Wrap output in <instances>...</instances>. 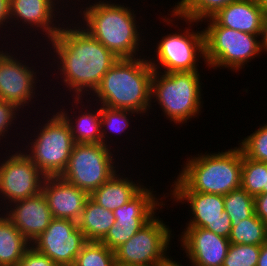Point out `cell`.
Here are the masks:
<instances>
[{
    "instance_id": "1",
    "label": "cell",
    "mask_w": 267,
    "mask_h": 266,
    "mask_svg": "<svg viewBox=\"0 0 267 266\" xmlns=\"http://www.w3.org/2000/svg\"><path fill=\"white\" fill-rule=\"evenodd\" d=\"M76 20L75 17L73 20L67 18V24L64 23L57 35L44 44L49 47L43 46L40 51L48 49L47 58L53 62L48 61V65L53 67L54 72L58 70L53 74L54 77L56 74L54 79L61 78L59 85H65V90L68 88L66 92L69 90L67 94L70 93L71 98H88L119 58Z\"/></svg>"
},
{
    "instance_id": "2",
    "label": "cell",
    "mask_w": 267,
    "mask_h": 266,
    "mask_svg": "<svg viewBox=\"0 0 267 266\" xmlns=\"http://www.w3.org/2000/svg\"><path fill=\"white\" fill-rule=\"evenodd\" d=\"M90 1L83 4L79 1L81 5L77 9L81 10L78 15L74 14L76 18L81 17L77 22L118 58L145 56V47L142 48L145 45L143 41L146 42L145 36H142L145 33H142L143 29H139L141 25L137 21V13L134 14L137 11L126 3L122 5L111 0Z\"/></svg>"
},
{
    "instance_id": "3",
    "label": "cell",
    "mask_w": 267,
    "mask_h": 266,
    "mask_svg": "<svg viewBox=\"0 0 267 266\" xmlns=\"http://www.w3.org/2000/svg\"><path fill=\"white\" fill-rule=\"evenodd\" d=\"M153 73L147 55L119 58L90 95V102L96 101V106L98 103L112 109L134 111L140 117H147L150 113L148 111L152 112L150 94Z\"/></svg>"
},
{
    "instance_id": "4",
    "label": "cell",
    "mask_w": 267,
    "mask_h": 266,
    "mask_svg": "<svg viewBox=\"0 0 267 266\" xmlns=\"http://www.w3.org/2000/svg\"><path fill=\"white\" fill-rule=\"evenodd\" d=\"M206 153L187 156L169 192H203L224 196L241 188V148L236 146L221 152Z\"/></svg>"
},
{
    "instance_id": "5",
    "label": "cell",
    "mask_w": 267,
    "mask_h": 266,
    "mask_svg": "<svg viewBox=\"0 0 267 266\" xmlns=\"http://www.w3.org/2000/svg\"><path fill=\"white\" fill-rule=\"evenodd\" d=\"M169 13L167 14L168 16L161 14L163 24L167 23V26L170 25V27L173 26L176 29L178 25L174 23L180 19L181 21L183 20V24L186 22L188 27L183 28V31L179 27L177 29L179 32H171L169 34L167 33V35L162 34L164 36H161V40H158L156 42L157 44H155L156 49L152 55L154 57L151 55L147 57L150 66L154 71L164 73L199 71L198 67L200 68V64L198 63L204 61V64H206L204 30H199V28H197L198 30H194L192 26H197L202 23L182 18L173 9Z\"/></svg>"
},
{
    "instance_id": "6",
    "label": "cell",
    "mask_w": 267,
    "mask_h": 266,
    "mask_svg": "<svg viewBox=\"0 0 267 266\" xmlns=\"http://www.w3.org/2000/svg\"><path fill=\"white\" fill-rule=\"evenodd\" d=\"M201 72L154 71L151 79V109L158 104L166 120L183 125L192 118L202 115L204 98L202 95ZM155 100V101H154Z\"/></svg>"
},
{
    "instance_id": "7",
    "label": "cell",
    "mask_w": 267,
    "mask_h": 266,
    "mask_svg": "<svg viewBox=\"0 0 267 266\" xmlns=\"http://www.w3.org/2000/svg\"><path fill=\"white\" fill-rule=\"evenodd\" d=\"M57 111L56 108L52 114L49 112L48 120L43 116L44 121L41 122L43 124L39 122L38 127H35L36 131L34 128V133H29L31 135L30 138L27 137L30 139L29 142L24 134L21 135L22 139L25 138L22 141L27 143L15 140L18 144L16 143L17 147L14 146V148L19 149V144H23L22 151L46 177L60 176L63 173L75 144L69 125Z\"/></svg>"
},
{
    "instance_id": "8",
    "label": "cell",
    "mask_w": 267,
    "mask_h": 266,
    "mask_svg": "<svg viewBox=\"0 0 267 266\" xmlns=\"http://www.w3.org/2000/svg\"><path fill=\"white\" fill-rule=\"evenodd\" d=\"M203 22L208 25L202 29L205 37V66L209 69H229L236 73L263 54L260 35L220 26L211 17Z\"/></svg>"
},
{
    "instance_id": "9",
    "label": "cell",
    "mask_w": 267,
    "mask_h": 266,
    "mask_svg": "<svg viewBox=\"0 0 267 266\" xmlns=\"http://www.w3.org/2000/svg\"><path fill=\"white\" fill-rule=\"evenodd\" d=\"M113 149L103 143H75L60 177L90 195L120 170Z\"/></svg>"
},
{
    "instance_id": "10",
    "label": "cell",
    "mask_w": 267,
    "mask_h": 266,
    "mask_svg": "<svg viewBox=\"0 0 267 266\" xmlns=\"http://www.w3.org/2000/svg\"><path fill=\"white\" fill-rule=\"evenodd\" d=\"M157 215L114 250L116 266H150L171 257L168 250L175 234Z\"/></svg>"
},
{
    "instance_id": "11",
    "label": "cell",
    "mask_w": 267,
    "mask_h": 266,
    "mask_svg": "<svg viewBox=\"0 0 267 266\" xmlns=\"http://www.w3.org/2000/svg\"><path fill=\"white\" fill-rule=\"evenodd\" d=\"M8 43L3 42L7 46L0 48V100L15 105L22 112L24 108L28 111L26 106L29 108L30 105L36 103L34 101H38L37 99L34 100L38 97L36 95L37 87H40L36 84L42 82L39 80L38 73L42 75L43 71L39 72L35 65L22 60L26 57H23V54H20L22 56L18 58V52L14 54V51L10 50V46L7 48Z\"/></svg>"
},
{
    "instance_id": "12",
    "label": "cell",
    "mask_w": 267,
    "mask_h": 266,
    "mask_svg": "<svg viewBox=\"0 0 267 266\" xmlns=\"http://www.w3.org/2000/svg\"><path fill=\"white\" fill-rule=\"evenodd\" d=\"M19 148L17 151L5 148L4 159L3 156L0 159V211L14 201L32 197L42 191L46 176L21 151V146Z\"/></svg>"
},
{
    "instance_id": "13",
    "label": "cell",
    "mask_w": 267,
    "mask_h": 266,
    "mask_svg": "<svg viewBox=\"0 0 267 266\" xmlns=\"http://www.w3.org/2000/svg\"><path fill=\"white\" fill-rule=\"evenodd\" d=\"M148 187L146 184L129 202L113 211L116 219L115 224L101 241L109 249L114 251L120 245L127 242L157 214V210L160 212L166 207V202L163 200L167 198L165 196L166 193L164 194L163 192L162 198H160L161 196L157 193L155 194L156 191H153L154 188Z\"/></svg>"
},
{
    "instance_id": "14",
    "label": "cell",
    "mask_w": 267,
    "mask_h": 266,
    "mask_svg": "<svg viewBox=\"0 0 267 266\" xmlns=\"http://www.w3.org/2000/svg\"><path fill=\"white\" fill-rule=\"evenodd\" d=\"M175 203L188 204L189 221L186 227H200L212 231L218 236L229 238L231 220L224 210V196L203 192L166 193ZM176 201V202H175ZM190 206V207H189Z\"/></svg>"
},
{
    "instance_id": "15",
    "label": "cell",
    "mask_w": 267,
    "mask_h": 266,
    "mask_svg": "<svg viewBox=\"0 0 267 266\" xmlns=\"http://www.w3.org/2000/svg\"><path fill=\"white\" fill-rule=\"evenodd\" d=\"M86 242L77 222L53 218L45 231L33 240L31 246L58 265L74 264Z\"/></svg>"
},
{
    "instance_id": "16",
    "label": "cell",
    "mask_w": 267,
    "mask_h": 266,
    "mask_svg": "<svg viewBox=\"0 0 267 266\" xmlns=\"http://www.w3.org/2000/svg\"><path fill=\"white\" fill-rule=\"evenodd\" d=\"M60 4L57 0H10V26L16 28L22 22L17 26V28H21L19 31L28 28L29 34L31 32H35L34 36L38 33L44 34L42 38L45 37L46 42L50 41L61 30L64 22H66L65 18L68 17V15L63 14L64 11L60 12ZM59 21H62V23H59ZM12 24L14 25L12 26Z\"/></svg>"
},
{
    "instance_id": "17",
    "label": "cell",
    "mask_w": 267,
    "mask_h": 266,
    "mask_svg": "<svg viewBox=\"0 0 267 266\" xmlns=\"http://www.w3.org/2000/svg\"><path fill=\"white\" fill-rule=\"evenodd\" d=\"M178 236L183 256L194 266H222L230 241L200 227H185ZM180 239V240H179Z\"/></svg>"
},
{
    "instance_id": "18",
    "label": "cell",
    "mask_w": 267,
    "mask_h": 266,
    "mask_svg": "<svg viewBox=\"0 0 267 266\" xmlns=\"http://www.w3.org/2000/svg\"><path fill=\"white\" fill-rule=\"evenodd\" d=\"M2 211L30 243L45 231L53 219L42 191L32 197L12 202Z\"/></svg>"
},
{
    "instance_id": "19",
    "label": "cell",
    "mask_w": 267,
    "mask_h": 266,
    "mask_svg": "<svg viewBox=\"0 0 267 266\" xmlns=\"http://www.w3.org/2000/svg\"><path fill=\"white\" fill-rule=\"evenodd\" d=\"M53 218L78 222L89 194L60 176L45 177L42 184Z\"/></svg>"
},
{
    "instance_id": "20",
    "label": "cell",
    "mask_w": 267,
    "mask_h": 266,
    "mask_svg": "<svg viewBox=\"0 0 267 266\" xmlns=\"http://www.w3.org/2000/svg\"><path fill=\"white\" fill-rule=\"evenodd\" d=\"M72 99H73L72 102L71 101L69 102V104L72 103L70 104L72 105L71 108L67 110V107L66 109H64L65 106L63 107V105H61L62 109L60 106L58 113L62 116L65 122L69 125L70 132L72 134L74 142L84 143V144L102 143L101 105L99 106L98 104L97 108L95 109V106H93L92 103L91 104L89 103L90 102L89 98L87 99L84 97V98H72ZM84 99L87 102V105L83 102ZM91 106L94 107V110L92 109L93 107ZM76 112L78 113V115Z\"/></svg>"
},
{
    "instance_id": "21",
    "label": "cell",
    "mask_w": 267,
    "mask_h": 266,
    "mask_svg": "<svg viewBox=\"0 0 267 266\" xmlns=\"http://www.w3.org/2000/svg\"><path fill=\"white\" fill-rule=\"evenodd\" d=\"M264 10L257 0H237L218 10L211 18L220 26L260 35Z\"/></svg>"
},
{
    "instance_id": "22",
    "label": "cell",
    "mask_w": 267,
    "mask_h": 266,
    "mask_svg": "<svg viewBox=\"0 0 267 266\" xmlns=\"http://www.w3.org/2000/svg\"><path fill=\"white\" fill-rule=\"evenodd\" d=\"M121 173L118 171L108 181L94 190L89 197L98 205L110 211H114L129 202L145 187V184L141 182L142 179L138 178L137 181L135 179L133 181L132 177L126 176L123 171Z\"/></svg>"
},
{
    "instance_id": "23",
    "label": "cell",
    "mask_w": 267,
    "mask_h": 266,
    "mask_svg": "<svg viewBox=\"0 0 267 266\" xmlns=\"http://www.w3.org/2000/svg\"><path fill=\"white\" fill-rule=\"evenodd\" d=\"M113 211L98 205L90 197L87 199L77 222L87 241L101 242L115 224Z\"/></svg>"
},
{
    "instance_id": "24",
    "label": "cell",
    "mask_w": 267,
    "mask_h": 266,
    "mask_svg": "<svg viewBox=\"0 0 267 266\" xmlns=\"http://www.w3.org/2000/svg\"><path fill=\"white\" fill-rule=\"evenodd\" d=\"M31 243L0 211V266H17Z\"/></svg>"
},
{
    "instance_id": "25",
    "label": "cell",
    "mask_w": 267,
    "mask_h": 266,
    "mask_svg": "<svg viewBox=\"0 0 267 266\" xmlns=\"http://www.w3.org/2000/svg\"><path fill=\"white\" fill-rule=\"evenodd\" d=\"M231 244L261 246L267 241V225L254 213L239 222H231Z\"/></svg>"
},
{
    "instance_id": "26",
    "label": "cell",
    "mask_w": 267,
    "mask_h": 266,
    "mask_svg": "<svg viewBox=\"0 0 267 266\" xmlns=\"http://www.w3.org/2000/svg\"><path fill=\"white\" fill-rule=\"evenodd\" d=\"M133 115L135 117L136 115L138 116L139 114L134 112V111H130V110L112 109V108H108V107L101 105L102 143L108 147H111L113 142H114V140H112L113 139L112 136H114V138H115L116 135L120 136V135H122V133H124V135L126 133V135H127V133H129V132H126V130L128 128H130V129L132 128V126L130 124H131V122H133L134 117H131ZM109 135H110V137H109ZM108 138L109 139L112 138V139L109 141ZM110 142H111V145H110Z\"/></svg>"
},
{
    "instance_id": "27",
    "label": "cell",
    "mask_w": 267,
    "mask_h": 266,
    "mask_svg": "<svg viewBox=\"0 0 267 266\" xmlns=\"http://www.w3.org/2000/svg\"><path fill=\"white\" fill-rule=\"evenodd\" d=\"M237 0H178L173 9L182 18L202 22Z\"/></svg>"
},
{
    "instance_id": "28",
    "label": "cell",
    "mask_w": 267,
    "mask_h": 266,
    "mask_svg": "<svg viewBox=\"0 0 267 266\" xmlns=\"http://www.w3.org/2000/svg\"><path fill=\"white\" fill-rule=\"evenodd\" d=\"M267 163L254 161L243 154L241 188L252 197L266 194Z\"/></svg>"
},
{
    "instance_id": "29",
    "label": "cell",
    "mask_w": 267,
    "mask_h": 266,
    "mask_svg": "<svg viewBox=\"0 0 267 266\" xmlns=\"http://www.w3.org/2000/svg\"><path fill=\"white\" fill-rule=\"evenodd\" d=\"M74 264L76 266H116L115 253L102 242L87 241Z\"/></svg>"
},
{
    "instance_id": "30",
    "label": "cell",
    "mask_w": 267,
    "mask_h": 266,
    "mask_svg": "<svg viewBox=\"0 0 267 266\" xmlns=\"http://www.w3.org/2000/svg\"><path fill=\"white\" fill-rule=\"evenodd\" d=\"M224 210L231 222H239L255 213L254 197L239 188L224 195Z\"/></svg>"
},
{
    "instance_id": "31",
    "label": "cell",
    "mask_w": 267,
    "mask_h": 266,
    "mask_svg": "<svg viewBox=\"0 0 267 266\" xmlns=\"http://www.w3.org/2000/svg\"><path fill=\"white\" fill-rule=\"evenodd\" d=\"M259 126L253 133L239 140L237 145L247 158L267 163V123Z\"/></svg>"
},
{
    "instance_id": "32",
    "label": "cell",
    "mask_w": 267,
    "mask_h": 266,
    "mask_svg": "<svg viewBox=\"0 0 267 266\" xmlns=\"http://www.w3.org/2000/svg\"><path fill=\"white\" fill-rule=\"evenodd\" d=\"M260 246L231 244L222 266H257Z\"/></svg>"
},
{
    "instance_id": "33",
    "label": "cell",
    "mask_w": 267,
    "mask_h": 266,
    "mask_svg": "<svg viewBox=\"0 0 267 266\" xmlns=\"http://www.w3.org/2000/svg\"><path fill=\"white\" fill-rule=\"evenodd\" d=\"M21 112L22 111H20V109H18L15 105L9 102L0 100V143L7 142L6 137L11 136V134H9V133H12L11 130L14 131V130L19 129L15 125L18 121L17 119H19V116L22 117L21 119H23V116H21L23 113ZM13 127L15 129H12ZM9 130L11 132H9ZM1 140H4V141L1 142Z\"/></svg>"
},
{
    "instance_id": "34",
    "label": "cell",
    "mask_w": 267,
    "mask_h": 266,
    "mask_svg": "<svg viewBox=\"0 0 267 266\" xmlns=\"http://www.w3.org/2000/svg\"><path fill=\"white\" fill-rule=\"evenodd\" d=\"M17 266H58V264L30 245Z\"/></svg>"
},
{
    "instance_id": "35",
    "label": "cell",
    "mask_w": 267,
    "mask_h": 266,
    "mask_svg": "<svg viewBox=\"0 0 267 266\" xmlns=\"http://www.w3.org/2000/svg\"><path fill=\"white\" fill-rule=\"evenodd\" d=\"M9 25H10V0H0V30H1L0 36L3 35L2 34L3 29H5L6 33L7 31L6 28H9L7 32H9L10 34L11 32L14 33V31L12 30V28H10Z\"/></svg>"
},
{
    "instance_id": "36",
    "label": "cell",
    "mask_w": 267,
    "mask_h": 266,
    "mask_svg": "<svg viewBox=\"0 0 267 266\" xmlns=\"http://www.w3.org/2000/svg\"><path fill=\"white\" fill-rule=\"evenodd\" d=\"M255 214L267 225V194L254 197Z\"/></svg>"
},
{
    "instance_id": "37",
    "label": "cell",
    "mask_w": 267,
    "mask_h": 266,
    "mask_svg": "<svg viewBox=\"0 0 267 266\" xmlns=\"http://www.w3.org/2000/svg\"><path fill=\"white\" fill-rule=\"evenodd\" d=\"M260 38L261 49L265 53L267 52V13L263 16Z\"/></svg>"
},
{
    "instance_id": "38",
    "label": "cell",
    "mask_w": 267,
    "mask_h": 266,
    "mask_svg": "<svg viewBox=\"0 0 267 266\" xmlns=\"http://www.w3.org/2000/svg\"><path fill=\"white\" fill-rule=\"evenodd\" d=\"M257 266H267V241L260 246Z\"/></svg>"
},
{
    "instance_id": "39",
    "label": "cell",
    "mask_w": 267,
    "mask_h": 266,
    "mask_svg": "<svg viewBox=\"0 0 267 266\" xmlns=\"http://www.w3.org/2000/svg\"><path fill=\"white\" fill-rule=\"evenodd\" d=\"M166 266H185V265H182V263H180V261H176V260H173L172 257H170L167 261H166ZM189 266H194L192 264H190Z\"/></svg>"
},
{
    "instance_id": "40",
    "label": "cell",
    "mask_w": 267,
    "mask_h": 266,
    "mask_svg": "<svg viewBox=\"0 0 267 266\" xmlns=\"http://www.w3.org/2000/svg\"><path fill=\"white\" fill-rule=\"evenodd\" d=\"M57 1H58L59 3L61 2V5L63 4L60 8L64 10V9H66L69 5H71V2H72V1H75V2H72V5L75 3L73 7H77L76 2L79 1V0H71V2H69L70 0H62V1H61V0H57ZM66 1H67V3H70V4H67ZM64 3H66V5H67L66 7L64 6V5H65ZM75 5H76V6H75ZM63 6H64V8H63Z\"/></svg>"
},
{
    "instance_id": "41",
    "label": "cell",
    "mask_w": 267,
    "mask_h": 266,
    "mask_svg": "<svg viewBox=\"0 0 267 266\" xmlns=\"http://www.w3.org/2000/svg\"><path fill=\"white\" fill-rule=\"evenodd\" d=\"M260 6L263 8L264 13H267V0H257Z\"/></svg>"
},
{
    "instance_id": "42",
    "label": "cell",
    "mask_w": 267,
    "mask_h": 266,
    "mask_svg": "<svg viewBox=\"0 0 267 266\" xmlns=\"http://www.w3.org/2000/svg\"><path fill=\"white\" fill-rule=\"evenodd\" d=\"M150 266H166V261L165 262H161L159 264H153V265H150Z\"/></svg>"
},
{
    "instance_id": "43",
    "label": "cell",
    "mask_w": 267,
    "mask_h": 266,
    "mask_svg": "<svg viewBox=\"0 0 267 266\" xmlns=\"http://www.w3.org/2000/svg\"><path fill=\"white\" fill-rule=\"evenodd\" d=\"M58 266H76L75 264H59Z\"/></svg>"
},
{
    "instance_id": "44",
    "label": "cell",
    "mask_w": 267,
    "mask_h": 266,
    "mask_svg": "<svg viewBox=\"0 0 267 266\" xmlns=\"http://www.w3.org/2000/svg\"><path fill=\"white\" fill-rule=\"evenodd\" d=\"M266 194H267V173H266Z\"/></svg>"
}]
</instances>
